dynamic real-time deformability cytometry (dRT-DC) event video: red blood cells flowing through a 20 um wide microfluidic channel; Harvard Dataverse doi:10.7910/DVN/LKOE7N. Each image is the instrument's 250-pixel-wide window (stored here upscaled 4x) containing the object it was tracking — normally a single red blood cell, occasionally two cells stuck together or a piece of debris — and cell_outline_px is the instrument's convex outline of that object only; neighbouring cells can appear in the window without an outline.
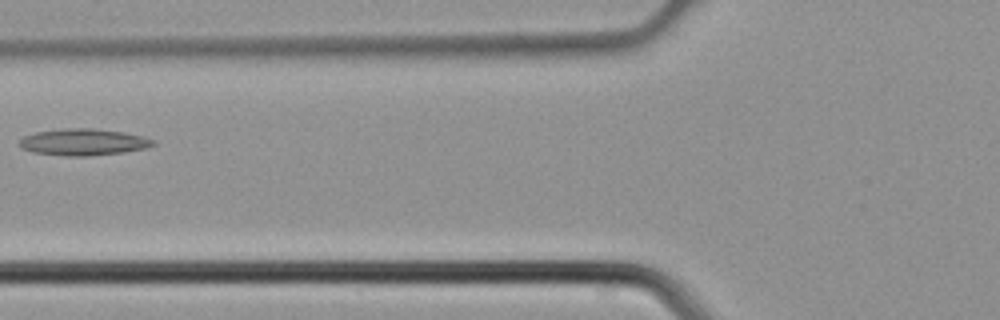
{"species": "common noctule bat (a hibernating species)", "species_latin": "Nyctalus noctula", "temperature_condition": "cold", "stored_images_in_passage": 3, "camera_frame_rate_fps": 3000, "um_per_image_px": 0.085, "animal": {"sex": "male", "body_mass_g": 21.5, "forearm_length_mm": 52.0}, "frame": {"image": 1, "passage_image": 3, "time_ms": 0.667, "image_size_px": [1000, 320], "cell_outline_px": [[156, 144], [148, 148], [124, 152], [88, 156], [64, 156], [32, 152], [20, 148], [16, 144], [24, 136], [36, 132], [64, 128], [92, 128], [124, 132], [144, 136], [156, 140]], "centroid_in_image_um": [7.1, 12.08], "position_along_channel_um": 118.7, "area_um2": 21.1}}